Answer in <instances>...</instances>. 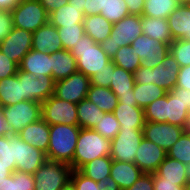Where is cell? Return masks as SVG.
Listing matches in <instances>:
<instances>
[{
  "mask_svg": "<svg viewBox=\"0 0 190 190\" xmlns=\"http://www.w3.org/2000/svg\"><path fill=\"white\" fill-rule=\"evenodd\" d=\"M80 129L78 125L50 126L47 159L67 163L73 170V157Z\"/></svg>",
  "mask_w": 190,
  "mask_h": 190,
  "instance_id": "6da1fadb",
  "label": "cell"
},
{
  "mask_svg": "<svg viewBox=\"0 0 190 190\" xmlns=\"http://www.w3.org/2000/svg\"><path fill=\"white\" fill-rule=\"evenodd\" d=\"M110 153L111 140L93 129L81 128L73 157V170H79L94 159L110 156Z\"/></svg>",
  "mask_w": 190,
  "mask_h": 190,
  "instance_id": "7a4b0ae2",
  "label": "cell"
},
{
  "mask_svg": "<svg viewBox=\"0 0 190 190\" xmlns=\"http://www.w3.org/2000/svg\"><path fill=\"white\" fill-rule=\"evenodd\" d=\"M70 52L76 58L77 70L89 78L96 72L107 68V65L112 61L100 45L86 34Z\"/></svg>",
  "mask_w": 190,
  "mask_h": 190,
  "instance_id": "3957f363",
  "label": "cell"
},
{
  "mask_svg": "<svg viewBox=\"0 0 190 190\" xmlns=\"http://www.w3.org/2000/svg\"><path fill=\"white\" fill-rule=\"evenodd\" d=\"M142 34V16L130 14L114 23L110 36L99 45L112 60L120 47L131 45Z\"/></svg>",
  "mask_w": 190,
  "mask_h": 190,
  "instance_id": "277c9868",
  "label": "cell"
},
{
  "mask_svg": "<svg viewBox=\"0 0 190 190\" xmlns=\"http://www.w3.org/2000/svg\"><path fill=\"white\" fill-rule=\"evenodd\" d=\"M179 70V63L172 54L169 53L164 61L153 69L139 67L133 73L134 81L139 84L153 83L169 92L176 86Z\"/></svg>",
  "mask_w": 190,
  "mask_h": 190,
  "instance_id": "5b68a950",
  "label": "cell"
},
{
  "mask_svg": "<svg viewBox=\"0 0 190 190\" xmlns=\"http://www.w3.org/2000/svg\"><path fill=\"white\" fill-rule=\"evenodd\" d=\"M69 164L47 159L33 174L35 190H59L70 182Z\"/></svg>",
  "mask_w": 190,
  "mask_h": 190,
  "instance_id": "8992f818",
  "label": "cell"
},
{
  "mask_svg": "<svg viewBox=\"0 0 190 190\" xmlns=\"http://www.w3.org/2000/svg\"><path fill=\"white\" fill-rule=\"evenodd\" d=\"M13 27L35 32L49 22V15L39 0H21L12 10Z\"/></svg>",
  "mask_w": 190,
  "mask_h": 190,
  "instance_id": "52a82bcc",
  "label": "cell"
},
{
  "mask_svg": "<svg viewBox=\"0 0 190 190\" xmlns=\"http://www.w3.org/2000/svg\"><path fill=\"white\" fill-rule=\"evenodd\" d=\"M12 135H17L27 125L42 118L41 103L25 100L14 105L0 107Z\"/></svg>",
  "mask_w": 190,
  "mask_h": 190,
  "instance_id": "ba28073f",
  "label": "cell"
},
{
  "mask_svg": "<svg viewBox=\"0 0 190 190\" xmlns=\"http://www.w3.org/2000/svg\"><path fill=\"white\" fill-rule=\"evenodd\" d=\"M190 90L175 86L165 95L164 122L186 129L189 118Z\"/></svg>",
  "mask_w": 190,
  "mask_h": 190,
  "instance_id": "9c48e42d",
  "label": "cell"
},
{
  "mask_svg": "<svg viewBox=\"0 0 190 190\" xmlns=\"http://www.w3.org/2000/svg\"><path fill=\"white\" fill-rule=\"evenodd\" d=\"M41 116L50 126L78 125L77 104L52 95L41 103Z\"/></svg>",
  "mask_w": 190,
  "mask_h": 190,
  "instance_id": "30bf717a",
  "label": "cell"
},
{
  "mask_svg": "<svg viewBox=\"0 0 190 190\" xmlns=\"http://www.w3.org/2000/svg\"><path fill=\"white\" fill-rule=\"evenodd\" d=\"M142 130L134 127L131 129H120L111 140L110 157L119 162L134 163L135 153L143 139Z\"/></svg>",
  "mask_w": 190,
  "mask_h": 190,
  "instance_id": "8fae6325",
  "label": "cell"
},
{
  "mask_svg": "<svg viewBox=\"0 0 190 190\" xmlns=\"http://www.w3.org/2000/svg\"><path fill=\"white\" fill-rule=\"evenodd\" d=\"M132 53L140 57V67L153 69L162 63L169 54V45L157 41L144 34L138 36L132 43Z\"/></svg>",
  "mask_w": 190,
  "mask_h": 190,
  "instance_id": "7c38bea8",
  "label": "cell"
},
{
  "mask_svg": "<svg viewBox=\"0 0 190 190\" xmlns=\"http://www.w3.org/2000/svg\"><path fill=\"white\" fill-rule=\"evenodd\" d=\"M89 87L90 78L77 71L67 78L56 81L53 95L59 99L78 104L87 98Z\"/></svg>",
  "mask_w": 190,
  "mask_h": 190,
  "instance_id": "4fadbf2b",
  "label": "cell"
},
{
  "mask_svg": "<svg viewBox=\"0 0 190 190\" xmlns=\"http://www.w3.org/2000/svg\"><path fill=\"white\" fill-rule=\"evenodd\" d=\"M17 75L23 79V101L30 100L39 103L44 102L54 94V83L52 76L31 73L18 70Z\"/></svg>",
  "mask_w": 190,
  "mask_h": 190,
  "instance_id": "5bb4252c",
  "label": "cell"
},
{
  "mask_svg": "<svg viewBox=\"0 0 190 190\" xmlns=\"http://www.w3.org/2000/svg\"><path fill=\"white\" fill-rule=\"evenodd\" d=\"M186 129L167 122L145 121L143 137L160 146L166 152L174 145Z\"/></svg>",
  "mask_w": 190,
  "mask_h": 190,
  "instance_id": "9a60e30c",
  "label": "cell"
},
{
  "mask_svg": "<svg viewBox=\"0 0 190 190\" xmlns=\"http://www.w3.org/2000/svg\"><path fill=\"white\" fill-rule=\"evenodd\" d=\"M16 170L34 174L47 160L46 153L21 140L14 135V159Z\"/></svg>",
  "mask_w": 190,
  "mask_h": 190,
  "instance_id": "2e32d148",
  "label": "cell"
},
{
  "mask_svg": "<svg viewBox=\"0 0 190 190\" xmlns=\"http://www.w3.org/2000/svg\"><path fill=\"white\" fill-rule=\"evenodd\" d=\"M33 33L13 27L11 32L0 42V51L16 64L32 49Z\"/></svg>",
  "mask_w": 190,
  "mask_h": 190,
  "instance_id": "e0dca14e",
  "label": "cell"
},
{
  "mask_svg": "<svg viewBox=\"0 0 190 190\" xmlns=\"http://www.w3.org/2000/svg\"><path fill=\"white\" fill-rule=\"evenodd\" d=\"M134 163L143 173L153 174L165 160L167 152L160 146L143 137L136 151Z\"/></svg>",
  "mask_w": 190,
  "mask_h": 190,
  "instance_id": "ac0fdd59",
  "label": "cell"
},
{
  "mask_svg": "<svg viewBox=\"0 0 190 190\" xmlns=\"http://www.w3.org/2000/svg\"><path fill=\"white\" fill-rule=\"evenodd\" d=\"M32 49L41 53H53L63 50L57 28L48 22L33 32Z\"/></svg>",
  "mask_w": 190,
  "mask_h": 190,
  "instance_id": "d6986e66",
  "label": "cell"
},
{
  "mask_svg": "<svg viewBox=\"0 0 190 190\" xmlns=\"http://www.w3.org/2000/svg\"><path fill=\"white\" fill-rule=\"evenodd\" d=\"M50 125L42 118L27 125L17 135L24 142L47 153L49 146Z\"/></svg>",
  "mask_w": 190,
  "mask_h": 190,
  "instance_id": "ffe728a7",
  "label": "cell"
},
{
  "mask_svg": "<svg viewBox=\"0 0 190 190\" xmlns=\"http://www.w3.org/2000/svg\"><path fill=\"white\" fill-rule=\"evenodd\" d=\"M162 181L179 182L180 186L189 185V167L178 160L166 156L154 173Z\"/></svg>",
  "mask_w": 190,
  "mask_h": 190,
  "instance_id": "44dd1931",
  "label": "cell"
},
{
  "mask_svg": "<svg viewBox=\"0 0 190 190\" xmlns=\"http://www.w3.org/2000/svg\"><path fill=\"white\" fill-rule=\"evenodd\" d=\"M114 116L120 123V129H143L145 125L144 109L137 104L119 103L113 111Z\"/></svg>",
  "mask_w": 190,
  "mask_h": 190,
  "instance_id": "7402d4cb",
  "label": "cell"
},
{
  "mask_svg": "<svg viewBox=\"0 0 190 190\" xmlns=\"http://www.w3.org/2000/svg\"><path fill=\"white\" fill-rule=\"evenodd\" d=\"M51 76L56 82L69 77L72 73L77 72V61L70 50H60L50 53Z\"/></svg>",
  "mask_w": 190,
  "mask_h": 190,
  "instance_id": "603a6c76",
  "label": "cell"
},
{
  "mask_svg": "<svg viewBox=\"0 0 190 190\" xmlns=\"http://www.w3.org/2000/svg\"><path fill=\"white\" fill-rule=\"evenodd\" d=\"M169 29L173 40H190V6L179 5L168 16Z\"/></svg>",
  "mask_w": 190,
  "mask_h": 190,
  "instance_id": "cb8c5ba5",
  "label": "cell"
},
{
  "mask_svg": "<svg viewBox=\"0 0 190 190\" xmlns=\"http://www.w3.org/2000/svg\"><path fill=\"white\" fill-rule=\"evenodd\" d=\"M143 174L141 169L131 162L112 161L110 176L116 181L120 190H126Z\"/></svg>",
  "mask_w": 190,
  "mask_h": 190,
  "instance_id": "d4e9b609",
  "label": "cell"
},
{
  "mask_svg": "<svg viewBox=\"0 0 190 190\" xmlns=\"http://www.w3.org/2000/svg\"><path fill=\"white\" fill-rule=\"evenodd\" d=\"M19 70L35 76L39 74L51 76L50 53H41L31 49L21 60Z\"/></svg>",
  "mask_w": 190,
  "mask_h": 190,
  "instance_id": "484cf974",
  "label": "cell"
},
{
  "mask_svg": "<svg viewBox=\"0 0 190 190\" xmlns=\"http://www.w3.org/2000/svg\"><path fill=\"white\" fill-rule=\"evenodd\" d=\"M83 26L85 34L97 44L106 40L113 28V24L101 14L84 17Z\"/></svg>",
  "mask_w": 190,
  "mask_h": 190,
  "instance_id": "4316f807",
  "label": "cell"
},
{
  "mask_svg": "<svg viewBox=\"0 0 190 190\" xmlns=\"http://www.w3.org/2000/svg\"><path fill=\"white\" fill-rule=\"evenodd\" d=\"M23 101V79L17 74L0 80V107Z\"/></svg>",
  "mask_w": 190,
  "mask_h": 190,
  "instance_id": "83f0119b",
  "label": "cell"
},
{
  "mask_svg": "<svg viewBox=\"0 0 190 190\" xmlns=\"http://www.w3.org/2000/svg\"><path fill=\"white\" fill-rule=\"evenodd\" d=\"M142 33L167 45L174 41L170 33L168 20L164 18L142 16Z\"/></svg>",
  "mask_w": 190,
  "mask_h": 190,
  "instance_id": "f1b7e54d",
  "label": "cell"
},
{
  "mask_svg": "<svg viewBox=\"0 0 190 190\" xmlns=\"http://www.w3.org/2000/svg\"><path fill=\"white\" fill-rule=\"evenodd\" d=\"M84 12L73 4H65L49 15V22L56 28L65 26H83Z\"/></svg>",
  "mask_w": 190,
  "mask_h": 190,
  "instance_id": "f546056e",
  "label": "cell"
},
{
  "mask_svg": "<svg viewBox=\"0 0 190 190\" xmlns=\"http://www.w3.org/2000/svg\"><path fill=\"white\" fill-rule=\"evenodd\" d=\"M78 126L85 129H93L101 117L105 115L93 102L84 98L77 104Z\"/></svg>",
  "mask_w": 190,
  "mask_h": 190,
  "instance_id": "4dcf8cb0",
  "label": "cell"
},
{
  "mask_svg": "<svg viewBox=\"0 0 190 190\" xmlns=\"http://www.w3.org/2000/svg\"><path fill=\"white\" fill-rule=\"evenodd\" d=\"M87 98L105 113H113L118 105V97L109 88L102 86L90 85Z\"/></svg>",
  "mask_w": 190,
  "mask_h": 190,
  "instance_id": "1f68e13d",
  "label": "cell"
},
{
  "mask_svg": "<svg viewBox=\"0 0 190 190\" xmlns=\"http://www.w3.org/2000/svg\"><path fill=\"white\" fill-rule=\"evenodd\" d=\"M112 161L110 156L100 157L87 162L79 171L86 177L100 183L110 176Z\"/></svg>",
  "mask_w": 190,
  "mask_h": 190,
  "instance_id": "d6a6232c",
  "label": "cell"
},
{
  "mask_svg": "<svg viewBox=\"0 0 190 190\" xmlns=\"http://www.w3.org/2000/svg\"><path fill=\"white\" fill-rule=\"evenodd\" d=\"M134 74L115 65L109 89L117 96L134 94Z\"/></svg>",
  "mask_w": 190,
  "mask_h": 190,
  "instance_id": "836d02e7",
  "label": "cell"
},
{
  "mask_svg": "<svg viewBox=\"0 0 190 190\" xmlns=\"http://www.w3.org/2000/svg\"><path fill=\"white\" fill-rule=\"evenodd\" d=\"M134 97L137 101V105L145 109L147 105L154 100L166 95L167 91L156 84H139L135 83L133 87Z\"/></svg>",
  "mask_w": 190,
  "mask_h": 190,
  "instance_id": "e575fe53",
  "label": "cell"
},
{
  "mask_svg": "<svg viewBox=\"0 0 190 190\" xmlns=\"http://www.w3.org/2000/svg\"><path fill=\"white\" fill-rule=\"evenodd\" d=\"M178 6L177 0H145L142 16L167 19Z\"/></svg>",
  "mask_w": 190,
  "mask_h": 190,
  "instance_id": "d590c367",
  "label": "cell"
},
{
  "mask_svg": "<svg viewBox=\"0 0 190 190\" xmlns=\"http://www.w3.org/2000/svg\"><path fill=\"white\" fill-rule=\"evenodd\" d=\"M114 65L123 68L126 71L134 73L141 63L138 55L132 53L131 45L120 47L114 58H112Z\"/></svg>",
  "mask_w": 190,
  "mask_h": 190,
  "instance_id": "8d00e7d4",
  "label": "cell"
},
{
  "mask_svg": "<svg viewBox=\"0 0 190 190\" xmlns=\"http://www.w3.org/2000/svg\"><path fill=\"white\" fill-rule=\"evenodd\" d=\"M167 156L190 167V132L186 130L167 151Z\"/></svg>",
  "mask_w": 190,
  "mask_h": 190,
  "instance_id": "74e56055",
  "label": "cell"
},
{
  "mask_svg": "<svg viewBox=\"0 0 190 190\" xmlns=\"http://www.w3.org/2000/svg\"><path fill=\"white\" fill-rule=\"evenodd\" d=\"M100 14L112 24L130 15L125 0H104Z\"/></svg>",
  "mask_w": 190,
  "mask_h": 190,
  "instance_id": "f35d334b",
  "label": "cell"
},
{
  "mask_svg": "<svg viewBox=\"0 0 190 190\" xmlns=\"http://www.w3.org/2000/svg\"><path fill=\"white\" fill-rule=\"evenodd\" d=\"M57 30L64 50H71L85 35L84 26H65Z\"/></svg>",
  "mask_w": 190,
  "mask_h": 190,
  "instance_id": "ab89813d",
  "label": "cell"
},
{
  "mask_svg": "<svg viewBox=\"0 0 190 190\" xmlns=\"http://www.w3.org/2000/svg\"><path fill=\"white\" fill-rule=\"evenodd\" d=\"M94 131L100 133L103 137L112 140L120 130V123L113 113H105L93 128Z\"/></svg>",
  "mask_w": 190,
  "mask_h": 190,
  "instance_id": "60d3db41",
  "label": "cell"
},
{
  "mask_svg": "<svg viewBox=\"0 0 190 190\" xmlns=\"http://www.w3.org/2000/svg\"><path fill=\"white\" fill-rule=\"evenodd\" d=\"M169 53L172 54L180 67L190 66V40H174L169 45Z\"/></svg>",
  "mask_w": 190,
  "mask_h": 190,
  "instance_id": "b9f144b4",
  "label": "cell"
},
{
  "mask_svg": "<svg viewBox=\"0 0 190 190\" xmlns=\"http://www.w3.org/2000/svg\"><path fill=\"white\" fill-rule=\"evenodd\" d=\"M14 159V135L0 136V164H9V169L16 171Z\"/></svg>",
  "mask_w": 190,
  "mask_h": 190,
  "instance_id": "7bdbcfd3",
  "label": "cell"
},
{
  "mask_svg": "<svg viewBox=\"0 0 190 190\" xmlns=\"http://www.w3.org/2000/svg\"><path fill=\"white\" fill-rule=\"evenodd\" d=\"M165 95L154 100L144 109L145 121L164 122Z\"/></svg>",
  "mask_w": 190,
  "mask_h": 190,
  "instance_id": "ee69618b",
  "label": "cell"
},
{
  "mask_svg": "<svg viewBox=\"0 0 190 190\" xmlns=\"http://www.w3.org/2000/svg\"><path fill=\"white\" fill-rule=\"evenodd\" d=\"M70 181L75 190H101L99 182L86 177L79 170H72Z\"/></svg>",
  "mask_w": 190,
  "mask_h": 190,
  "instance_id": "f6af8a7d",
  "label": "cell"
},
{
  "mask_svg": "<svg viewBox=\"0 0 190 190\" xmlns=\"http://www.w3.org/2000/svg\"><path fill=\"white\" fill-rule=\"evenodd\" d=\"M114 68L115 65L111 61L107 65V68H104L99 72H96L93 76L90 77V85L109 88L112 81Z\"/></svg>",
  "mask_w": 190,
  "mask_h": 190,
  "instance_id": "bcb514c9",
  "label": "cell"
},
{
  "mask_svg": "<svg viewBox=\"0 0 190 190\" xmlns=\"http://www.w3.org/2000/svg\"><path fill=\"white\" fill-rule=\"evenodd\" d=\"M33 174L15 171V190H35Z\"/></svg>",
  "mask_w": 190,
  "mask_h": 190,
  "instance_id": "7dc6e473",
  "label": "cell"
},
{
  "mask_svg": "<svg viewBox=\"0 0 190 190\" xmlns=\"http://www.w3.org/2000/svg\"><path fill=\"white\" fill-rule=\"evenodd\" d=\"M19 65L7 58L0 51V80L17 74Z\"/></svg>",
  "mask_w": 190,
  "mask_h": 190,
  "instance_id": "c3c4849f",
  "label": "cell"
},
{
  "mask_svg": "<svg viewBox=\"0 0 190 190\" xmlns=\"http://www.w3.org/2000/svg\"><path fill=\"white\" fill-rule=\"evenodd\" d=\"M13 29L11 11L0 10V42L5 39Z\"/></svg>",
  "mask_w": 190,
  "mask_h": 190,
  "instance_id": "681fc988",
  "label": "cell"
},
{
  "mask_svg": "<svg viewBox=\"0 0 190 190\" xmlns=\"http://www.w3.org/2000/svg\"><path fill=\"white\" fill-rule=\"evenodd\" d=\"M126 190H154L153 174L143 173L131 187Z\"/></svg>",
  "mask_w": 190,
  "mask_h": 190,
  "instance_id": "f907efd6",
  "label": "cell"
},
{
  "mask_svg": "<svg viewBox=\"0 0 190 190\" xmlns=\"http://www.w3.org/2000/svg\"><path fill=\"white\" fill-rule=\"evenodd\" d=\"M154 190H187V187L180 186L179 182L162 181L153 173Z\"/></svg>",
  "mask_w": 190,
  "mask_h": 190,
  "instance_id": "816d5d0a",
  "label": "cell"
},
{
  "mask_svg": "<svg viewBox=\"0 0 190 190\" xmlns=\"http://www.w3.org/2000/svg\"><path fill=\"white\" fill-rule=\"evenodd\" d=\"M104 0H85L84 17L100 14L103 8Z\"/></svg>",
  "mask_w": 190,
  "mask_h": 190,
  "instance_id": "f5cc1de1",
  "label": "cell"
},
{
  "mask_svg": "<svg viewBox=\"0 0 190 190\" xmlns=\"http://www.w3.org/2000/svg\"><path fill=\"white\" fill-rule=\"evenodd\" d=\"M176 86L190 90V66L180 67Z\"/></svg>",
  "mask_w": 190,
  "mask_h": 190,
  "instance_id": "db71d44e",
  "label": "cell"
},
{
  "mask_svg": "<svg viewBox=\"0 0 190 190\" xmlns=\"http://www.w3.org/2000/svg\"><path fill=\"white\" fill-rule=\"evenodd\" d=\"M41 5L46 9L48 15L60 7L68 4V0H39Z\"/></svg>",
  "mask_w": 190,
  "mask_h": 190,
  "instance_id": "11a10c76",
  "label": "cell"
},
{
  "mask_svg": "<svg viewBox=\"0 0 190 190\" xmlns=\"http://www.w3.org/2000/svg\"><path fill=\"white\" fill-rule=\"evenodd\" d=\"M144 1L145 0H125L129 13L142 16Z\"/></svg>",
  "mask_w": 190,
  "mask_h": 190,
  "instance_id": "9f6ffc18",
  "label": "cell"
},
{
  "mask_svg": "<svg viewBox=\"0 0 190 190\" xmlns=\"http://www.w3.org/2000/svg\"><path fill=\"white\" fill-rule=\"evenodd\" d=\"M0 190H15V171L10 176L0 180Z\"/></svg>",
  "mask_w": 190,
  "mask_h": 190,
  "instance_id": "6f0895ef",
  "label": "cell"
},
{
  "mask_svg": "<svg viewBox=\"0 0 190 190\" xmlns=\"http://www.w3.org/2000/svg\"><path fill=\"white\" fill-rule=\"evenodd\" d=\"M99 184L101 186V190H120L118 184L111 176L107 177Z\"/></svg>",
  "mask_w": 190,
  "mask_h": 190,
  "instance_id": "680465c9",
  "label": "cell"
},
{
  "mask_svg": "<svg viewBox=\"0 0 190 190\" xmlns=\"http://www.w3.org/2000/svg\"><path fill=\"white\" fill-rule=\"evenodd\" d=\"M11 130L0 110V136H11Z\"/></svg>",
  "mask_w": 190,
  "mask_h": 190,
  "instance_id": "91938a15",
  "label": "cell"
},
{
  "mask_svg": "<svg viewBox=\"0 0 190 190\" xmlns=\"http://www.w3.org/2000/svg\"><path fill=\"white\" fill-rule=\"evenodd\" d=\"M21 0H0V10L11 11Z\"/></svg>",
  "mask_w": 190,
  "mask_h": 190,
  "instance_id": "94428289",
  "label": "cell"
},
{
  "mask_svg": "<svg viewBox=\"0 0 190 190\" xmlns=\"http://www.w3.org/2000/svg\"><path fill=\"white\" fill-rule=\"evenodd\" d=\"M118 102L119 103H127V104H137L134 94L120 95L118 97Z\"/></svg>",
  "mask_w": 190,
  "mask_h": 190,
  "instance_id": "6125c7cd",
  "label": "cell"
},
{
  "mask_svg": "<svg viewBox=\"0 0 190 190\" xmlns=\"http://www.w3.org/2000/svg\"><path fill=\"white\" fill-rule=\"evenodd\" d=\"M13 172L9 169V164H0V180L10 176Z\"/></svg>",
  "mask_w": 190,
  "mask_h": 190,
  "instance_id": "be15d7a7",
  "label": "cell"
},
{
  "mask_svg": "<svg viewBox=\"0 0 190 190\" xmlns=\"http://www.w3.org/2000/svg\"><path fill=\"white\" fill-rule=\"evenodd\" d=\"M84 2L85 0H68L69 4H73V6L79 9V12H84Z\"/></svg>",
  "mask_w": 190,
  "mask_h": 190,
  "instance_id": "e7e4bbea",
  "label": "cell"
},
{
  "mask_svg": "<svg viewBox=\"0 0 190 190\" xmlns=\"http://www.w3.org/2000/svg\"><path fill=\"white\" fill-rule=\"evenodd\" d=\"M59 190H75V188H74L73 184L70 181L64 187H61Z\"/></svg>",
  "mask_w": 190,
  "mask_h": 190,
  "instance_id": "03108f58",
  "label": "cell"
},
{
  "mask_svg": "<svg viewBox=\"0 0 190 190\" xmlns=\"http://www.w3.org/2000/svg\"><path fill=\"white\" fill-rule=\"evenodd\" d=\"M179 5H189L190 6V0H177Z\"/></svg>",
  "mask_w": 190,
  "mask_h": 190,
  "instance_id": "003e7915",
  "label": "cell"
},
{
  "mask_svg": "<svg viewBox=\"0 0 190 190\" xmlns=\"http://www.w3.org/2000/svg\"><path fill=\"white\" fill-rule=\"evenodd\" d=\"M186 131L190 132V108H189V118H188V124H187V127H186Z\"/></svg>",
  "mask_w": 190,
  "mask_h": 190,
  "instance_id": "a7ac6f4b",
  "label": "cell"
}]
</instances>
